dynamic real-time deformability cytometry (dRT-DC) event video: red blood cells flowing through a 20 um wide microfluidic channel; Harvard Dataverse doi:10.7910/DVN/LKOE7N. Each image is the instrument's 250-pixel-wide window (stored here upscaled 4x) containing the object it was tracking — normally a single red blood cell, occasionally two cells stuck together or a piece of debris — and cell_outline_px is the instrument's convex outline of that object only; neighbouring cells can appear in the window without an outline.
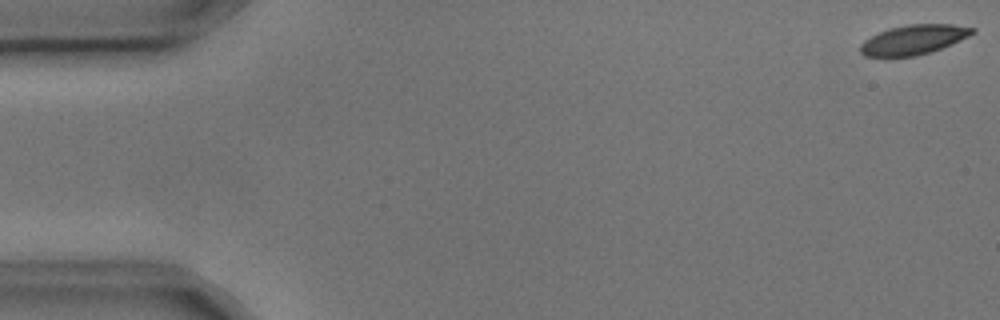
{"species": "common noctule bat (a hibernating species)", "species_latin": "Nyctalus noctula", "temperature_condition": "cold", "stored_images_in_passage": 7, "camera_frame_rate_fps": 3000, "um_per_image_px": 0.085, "animal": {"sex": "male", "body_mass_g": 17.9, "forearm_length_mm": 54.2}, "frame": {"image": 1, "passage_image": 1, "time_ms": 0.0, "image_size_px": [1000, 320], "cell_outline_px": [[976, 32], [952, 44], [916, 56], [864, 56], [860, 52], [860, 44], [864, 40], [888, 28], [908, 24], [952, 24], [976, 28]], "centroid_in_image_um": [77.66, 3.36], "position_along_channel_um": 7.3, "area_um2": 19.19}}
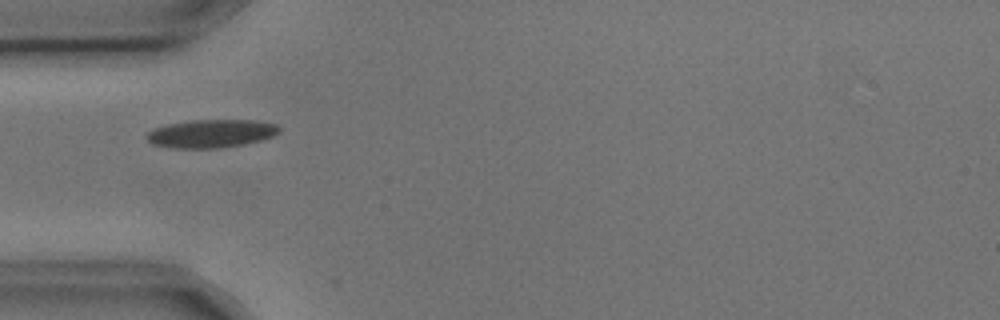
{"frame": {"image": 2, "passage_image": 5, "time_ms": 1.333, "image_size_px": [1000, 320], "cell_outline_px": [[280, 132], [272, 136], [260, 140], [244, 144], [220, 148], [168, 148], [152, 144], [144, 136], [152, 128], [168, 124], [188, 120], [256, 120], [276, 124], [280, 128]], "centroid_in_image_um": [17.91, 11.35], "position_along_channel_um": 67.1, "area_um2": 21.96}}
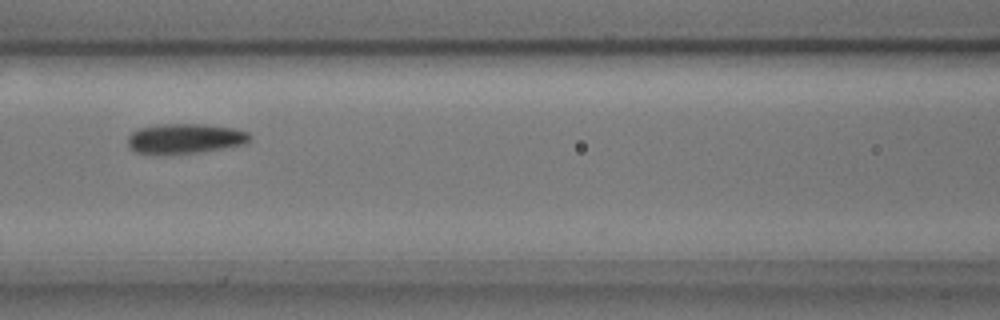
{"frame": {"image": 3, "passage_image": 7, "time_ms": 2.0, "image_size_px": [1000, 320], "cell_outline_px": [[252, 136], [244, 144], [224, 148], [172, 156], [136, 152], [128, 148], [128, 136], [136, 128], [160, 124], [204, 124], [232, 128], [248, 132]], "centroid_in_image_um": [15.66, 11.8], "position_along_channel_um": 150.9, "area_um2": 21.73}}